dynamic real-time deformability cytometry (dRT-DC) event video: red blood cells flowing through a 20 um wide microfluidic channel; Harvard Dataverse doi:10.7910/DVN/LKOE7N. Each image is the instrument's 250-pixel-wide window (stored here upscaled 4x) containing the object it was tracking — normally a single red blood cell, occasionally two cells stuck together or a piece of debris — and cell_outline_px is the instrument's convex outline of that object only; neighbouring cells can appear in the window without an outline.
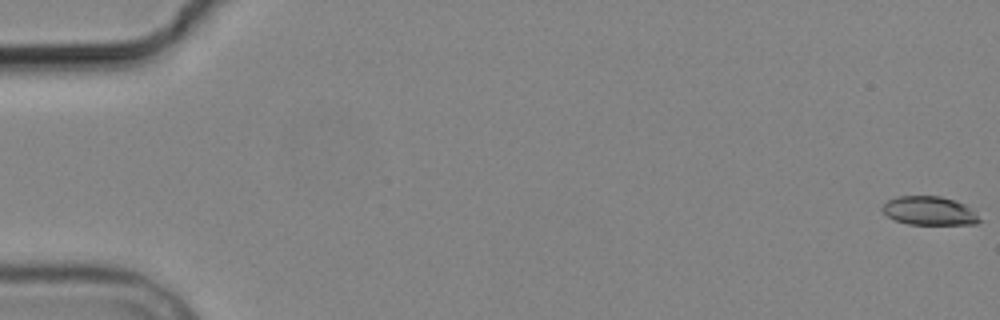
{"species": "common noctule bat (a hibernating species)", "species_latin": "Nyctalus noctula", "temperature_condition": "cold", "stored_images_in_passage": 6, "camera_frame_rate_fps": 3000, "um_per_image_px": 0.085, "animal": {"sex": "male", "body_mass_g": 19.2, "forearm_length_mm": 51.8}, "frame": {"image": 1, "passage_image": 1, "time_ms": 0.0, "image_size_px": [1000, 320], "cell_outline_px": [[984, 220], [976, 224], [908, 224], [896, 220], [888, 216], [880, 208], [888, 200], [896, 196], [940, 196], [964, 204]], "centroid_in_image_um": [78.99, 17.92], "position_along_channel_um": 6.0, "area_um2": 16.13}}
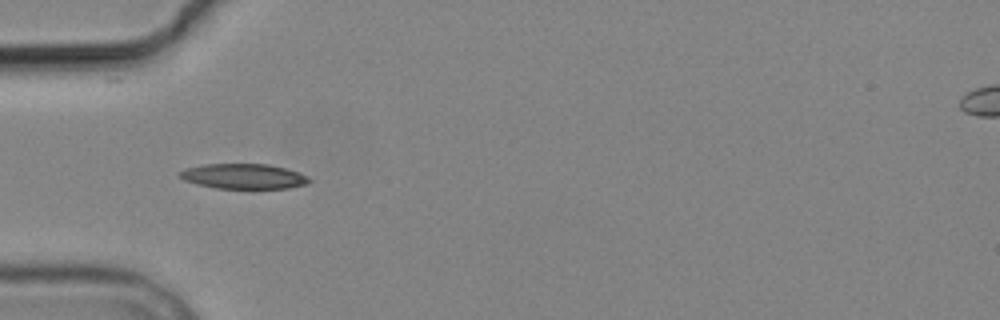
{"frame": {"image": 2, "passage_image": 6, "time_ms": 6.0, "image_size_px": [1000, 320], "cell_outline_px": [[312, 180], [304, 184], [288, 188], [216, 188], [196, 184], [184, 180], [180, 176], [180, 172], [184, 168], [200, 164], [268, 164], [284, 168], [308, 176]], "centroid_in_image_um": [20.66, 14.98], "position_along_channel_um": 64.3, "area_um2": 18.79}}